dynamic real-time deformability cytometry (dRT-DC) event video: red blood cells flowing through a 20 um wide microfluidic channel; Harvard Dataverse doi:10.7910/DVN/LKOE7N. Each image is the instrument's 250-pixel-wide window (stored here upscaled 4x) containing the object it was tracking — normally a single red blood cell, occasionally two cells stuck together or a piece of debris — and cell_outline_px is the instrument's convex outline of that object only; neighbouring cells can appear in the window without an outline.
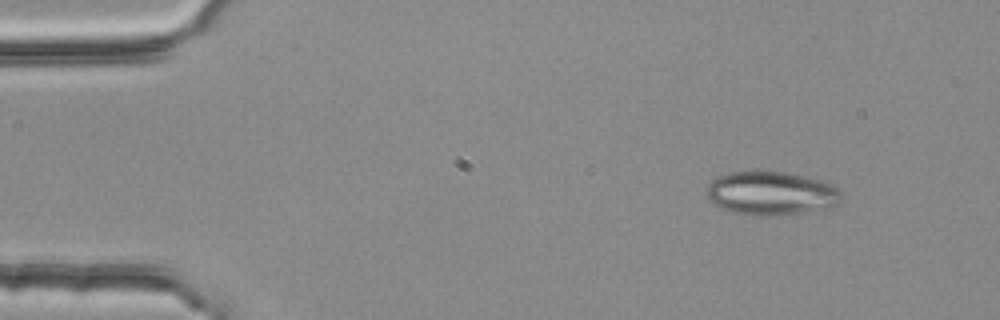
{"species": "common noctule bat (a hibernating species)", "species_latin": "Nyctalus noctula", "temperature_condition": "room temperature", "stored_images_in_passage": 2, "camera_frame_rate_fps": 3000, "um_per_image_px": 0.085, "animal": {"sex": "female", "body_mass_g": 25.1}, "frame": {"image": 1, "passage_image": 1, "time_ms": 0.0, "image_size_px": [1000, 320], "cell_outline_px": [[844, 200], [840, 204], [832, 208], [800, 212], [752, 216], [728, 212], [712, 204], [708, 200], [708, 184], [712, 180], [720, 176], [732, 172], [784, 172], [804, 176], [832, 184], [844, 196]], "centroid_in_image_um": [65.57, 16.45], "position_along_channel_um": 19.4, "area_um2": 34.22}}